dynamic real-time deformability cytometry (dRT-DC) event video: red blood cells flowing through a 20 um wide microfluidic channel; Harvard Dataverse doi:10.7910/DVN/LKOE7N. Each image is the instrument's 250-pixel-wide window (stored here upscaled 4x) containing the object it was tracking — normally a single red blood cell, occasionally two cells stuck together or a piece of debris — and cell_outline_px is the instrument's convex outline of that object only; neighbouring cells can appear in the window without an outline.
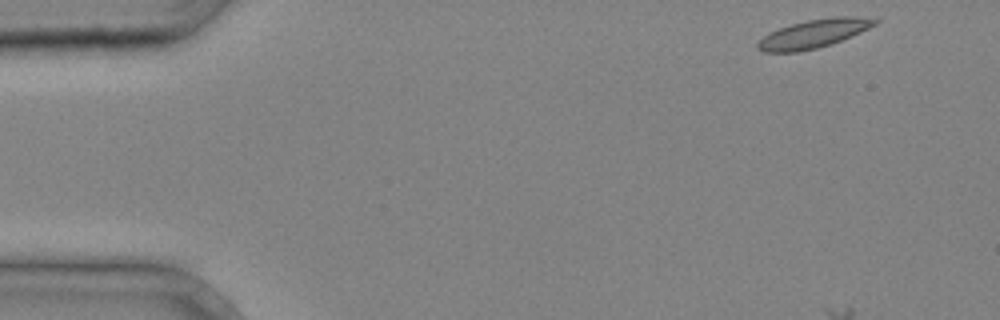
{"species": "common noctule bat (a hibernating species)", "species_latin": "Nyctalus noctula", "temperature_condition": "cold", "stored_images_in_passage": 3, "segment_of_instrument_passage": [2, 2], "camera_frame_rate_fps": 3000, "um_per_image_px": 0.085, "animal": {"sex": "male", "body_mass_g": 20.4}, "frame": {"image": 1, "passage_image": 3, "time_ms": 0.667, "image_size_px": [1000, 320], "cell_outline_px": [[880, 20], [876, 24], [852, 36], [816, 48], [796, 52], [764, 52], [756, 48], [756, 44], [764, 36], [780, 28], [792, 24], [808, 20], [832, 16], [856, 16]], "centroid_in_image_um": [69.16, 2.86], "position_along_channel_um": 15.8, "area_um2": 19.07}}